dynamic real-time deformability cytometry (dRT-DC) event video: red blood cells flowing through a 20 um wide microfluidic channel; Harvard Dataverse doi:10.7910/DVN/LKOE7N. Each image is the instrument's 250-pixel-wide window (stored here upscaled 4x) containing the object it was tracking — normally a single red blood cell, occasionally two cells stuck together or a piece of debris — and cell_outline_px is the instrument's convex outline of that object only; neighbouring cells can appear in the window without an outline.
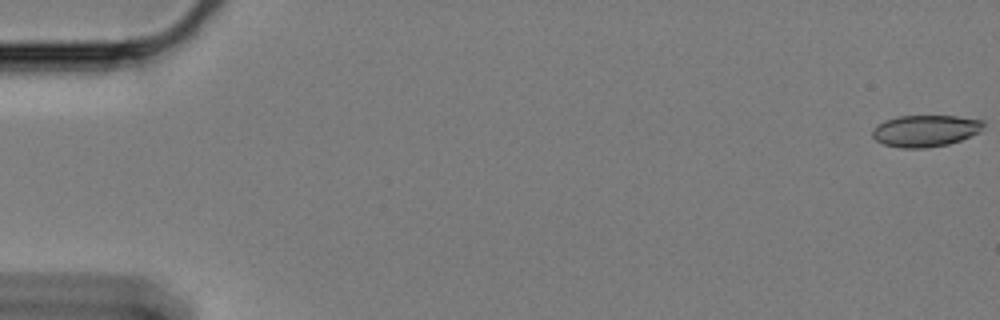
{"species": "Egyptian fruit bat (a non-hibernating species)", "species_latin": "Rousettus aegyptiacus", "temperature_condition": "cold", "stored_images_in_passage": 8, "camera_frame_rate_fps": 3000, "um_per_image_px": 0.085, "animal": {"sex": "female"}, "frame": {"image": 1, "passage_image": 1, "time_ms": 0.0, "image_size_px": [1000, 320], "cell_outline_px": [[984, 124], [980, 132], [960, 140], [948, 144], [924, 148], [900, 148], [884, 144], [876, 140], [872, 136], [872, 128], [884, 120], [900, 116], [956, 116], [984, 120]], "centroid_in_image_um": [78.64, 11.11], "position_along_channel_um": 6.4, "area_um2": 20.52}}